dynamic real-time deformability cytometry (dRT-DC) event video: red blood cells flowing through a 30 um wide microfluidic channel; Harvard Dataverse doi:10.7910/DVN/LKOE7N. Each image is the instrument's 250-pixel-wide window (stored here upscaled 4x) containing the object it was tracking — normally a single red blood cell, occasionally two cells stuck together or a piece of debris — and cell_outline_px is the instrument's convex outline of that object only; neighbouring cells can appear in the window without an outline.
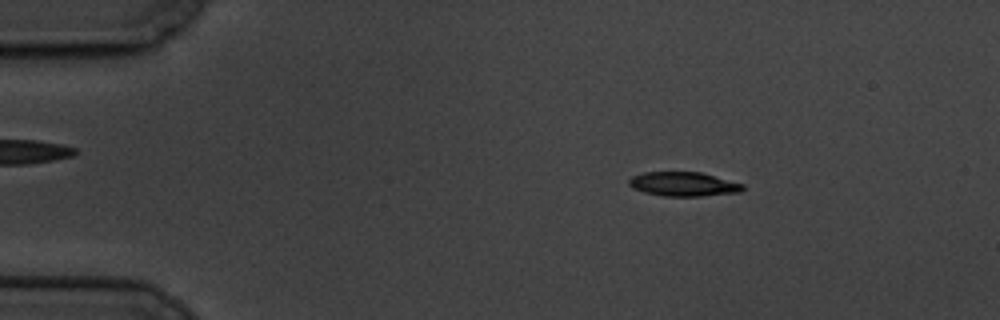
{"species": "common noctule bat (a hibernating species)", "species_latin": "Nyctalus noctula", "temperature_condition": "cold", "stored_images_in_passage": 5, "camera_frame_rate_fps": 3000, "um_per_image_px": 0.085, "animal": {"sex": "male", "body_mass_g": 19.5, "forearm_length_mm": 54.6}, "frame": {"image": 1, "passage_image": 2, "time_ms": 1.0, "image_size_px": [1000, 320], "cell_outline_px": [[744, 188], [740, 192], [700, 196], [664, 196], [644, 192], [632, 188], [628, 184], [628, 180], [632, 176], [644, 172], [700, 172], [744, 184]], "centroid_in_image_um": [58.07, 15.65], "position_along_channel_um": 26.9, "area_um2": 16.01}}
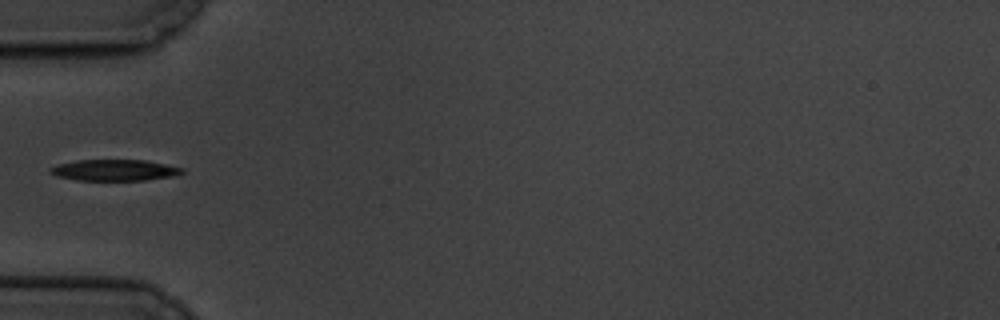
{"frame": {"image": 2, "passage_image": 5, "time_ms": 4.333, "image_size_px": [1000, 320], "cell_outline_px": [[184, 172], [172, 176], [144, 180], [76, 180], [56, 176], [48, 172], [48, 168], [56, 164], [76, 160], [144, 160], [184, 168]], "centroid_in_image_um": [9.66, 14.46], "position_along_channel_um": 75.3, "area_um2": 16.3}}